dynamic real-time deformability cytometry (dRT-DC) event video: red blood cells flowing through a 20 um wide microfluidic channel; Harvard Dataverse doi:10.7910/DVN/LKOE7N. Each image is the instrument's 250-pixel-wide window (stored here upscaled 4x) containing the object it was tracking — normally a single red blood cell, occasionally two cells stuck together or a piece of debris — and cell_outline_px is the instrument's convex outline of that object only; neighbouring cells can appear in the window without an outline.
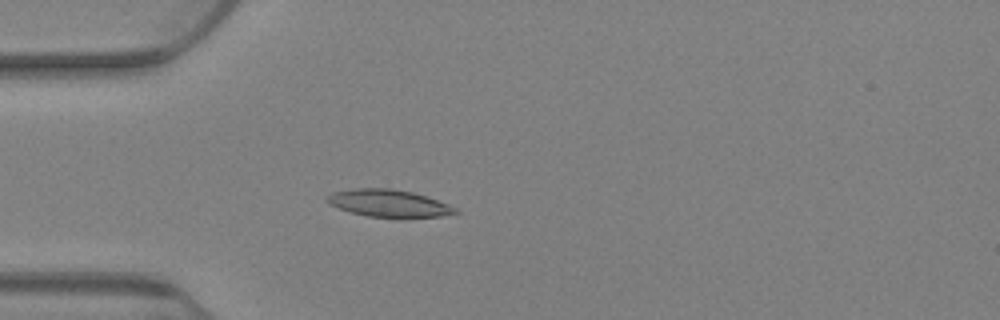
{"species": "Egyptian fruit bat (a non-hibernating species)", "species_latin": "Rousettus aegyptiacus", "temperature_condition": "warm", "stored_images_in_passage": 65, "camera_frame_rate_fps": 3000, "um_per_image_px": 0.085, "animal": {"sex": "female"}, "frame": {"image": 1, "passage_image": 9, "time_ms": 2.667, "image_size_px": [1000, 320], "cell_outline_px": [[460, 212], [440, 216], [368, 216], [352, 212], [340, 208], [324, 200], [324, 196], [332, 192], [356, 188], [392, 188], [412, 192], [448, 204], [456, 208]], "centroid_in_image_um": [32.99, 17.25], "position_along_channel_um": 52.0, "area_um2": 19.83}}
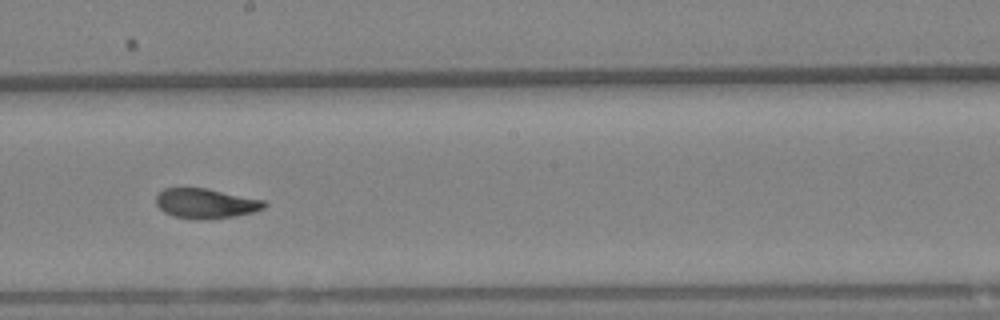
{"frame": {"image": 2, "passage_image": 31, "time_ms": 10.0, "image_size_px": [1000, 320], "cell_outline_px": [[268, 204], [264, 208], [252, 212], [232, 216], [208, 220], [200, 220], [172, 216], [164, 212], [156, 204], [156, 192], [164, 188], [204, 188], [264, 200]], "centroid_in_image_um": [17.44, 17.29], "position_along_channel_um": 230.8, "area_um2": 18.84}}
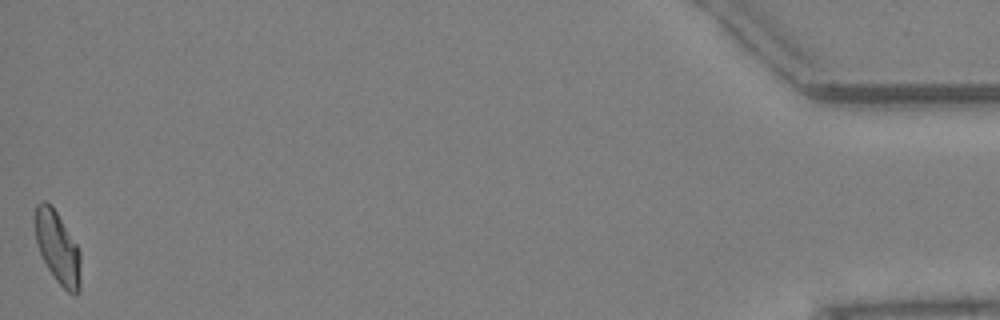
{"frame": {"image": 3, "passage_image": 65, "time_ms": 21.333, "image_size_px": [1000, 320], "cell_outline_px": [[80, 288], [76, 292], [68, 292], [56, 280], [48, 268], [36, 244], [32, 216], [36, 204], [40, 200], [44, 200], [52, 204], [80, 248]], "centroid_in_image_um": [4.85, 20.92], "position_along_channel_um": 430.3, "area_um2": 19.65}, "authors_computed_cell_mechanics": {"area_um2": 19.2474, "velocity_mm_per_s": 2.5954, "shape_relaxation_time_tau1_ms": 5.8852, "shape_relaxation_time_tau2_ms": 2.5331, "deformation_change_tau1": 0.1709, "deformation_change_tau2": 0.0877}}